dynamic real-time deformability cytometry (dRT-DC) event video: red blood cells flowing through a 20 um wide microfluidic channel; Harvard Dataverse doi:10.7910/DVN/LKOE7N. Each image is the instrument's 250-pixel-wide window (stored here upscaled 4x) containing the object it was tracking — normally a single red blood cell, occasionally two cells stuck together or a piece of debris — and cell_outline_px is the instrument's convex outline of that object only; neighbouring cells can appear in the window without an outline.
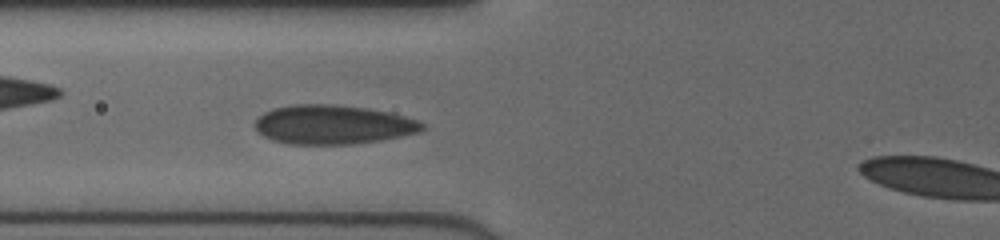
{"species": "human", "species_latin": "Homo sapiens", "temperature_condition": "cold", "stored_images_in_passage": 40, "camera_frame_rate_fps": 3000, "um_per_image_px": 0.085, "donor": {"sex": "female"}, "frame": {"image": 1, "passage_image": 12, "time_ms": 3.667, "image_size_px": [1000, 240], "cell_outline_px": [[424, 128], [420, 132], [380, 140], [352, 144], [288, 144], [272, 140], [264, 136], [252, 124], [264, 112], [272, 108], [292, 104], [332, 104], [364, 108], [388, 112], [404, 116], [416, 120], [424, 124]], "centroid_in_image_um": [28.26, 10.59], "position_along_channel_um": 97.5, "area_um2": 38.03}}
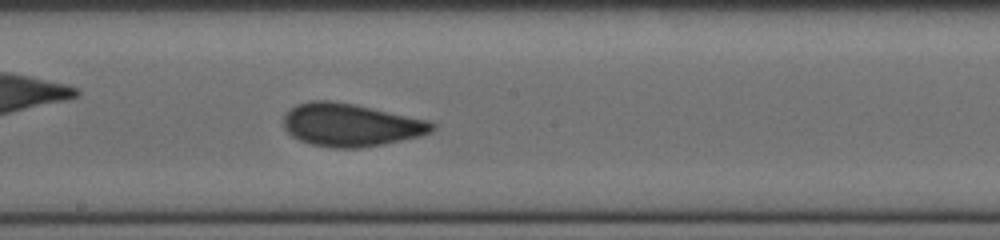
{"frame": {"image": 2, "passage_image": 21, "time_ms": 6.667, "image_size_px": [1000, 240], "cell_outline_px": [[436, 128], [432, 132], [420, 136], [384, 144], [360, 148], [332, 148], [312, 144], [300, 140], [292, 136], [284, 128], [284, 116], [296, 104], [312, 100], [328, 100], [352, 104], [428, 120], [436, 124]], "centroid_in_image_um": [29.82, 10.63], "position_along_channel_um": 218.4, "area_um2": 36.93}}
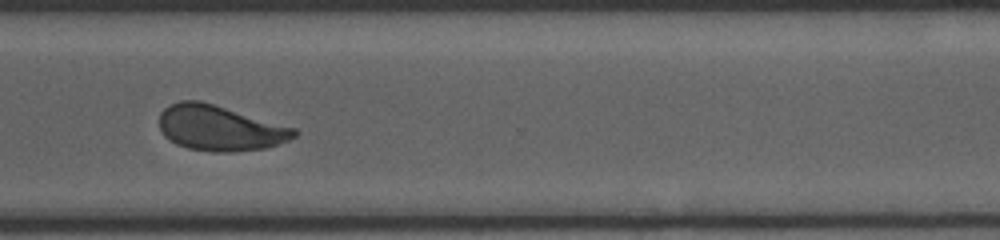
{"frame": {"image": 3, "passage_image": 31, "time_ms": 10.0, "image_size_px": [1000, 240], "cell_outline_px": [[300, 132], [296, 136], [288, 140], [264, 148], [232, 152], [212, 152], [188, 148], [176, 144], [168, 140], [164, 136], [160, 128], [160, 112], [164, 108], [180, 100], [200, 100], [296, 128]], "centroid_in_image_um": [18.67, 10.88], "position_along_channel_um": 351.9, "area_um2": 35.66}}